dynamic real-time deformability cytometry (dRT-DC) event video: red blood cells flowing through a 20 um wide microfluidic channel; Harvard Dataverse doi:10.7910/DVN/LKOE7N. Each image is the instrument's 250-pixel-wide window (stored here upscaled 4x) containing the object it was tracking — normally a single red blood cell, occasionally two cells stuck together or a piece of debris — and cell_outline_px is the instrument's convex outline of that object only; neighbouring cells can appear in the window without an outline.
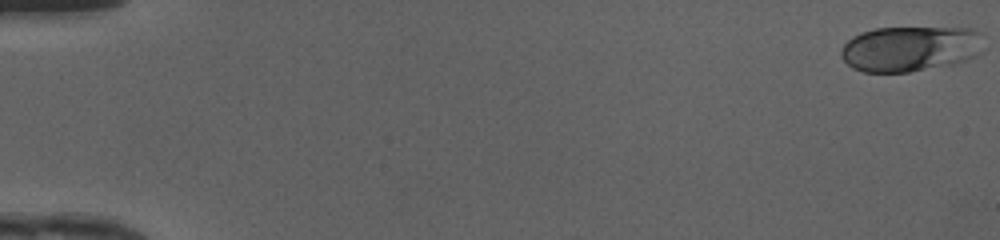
{"species": "human", "species_latin": "Homo sapiens", "temperature_condition": "cold", "stored_images_in_passage": 49, "camera_frame_rate_fps": 3000, "um_per_image_px": 0.085, "donor": {"sex": "female"}, "frame": {"image": 1, "passage_image": 1, "time_ms": 0.0, "image_size_px": [1000, 240], "cell_outline_px": [[980, 52], [976, 56], [956, 64], [908, 72], [864, 72], [852, 68], [840, 56], [840, 48], [852, 36], [860, 32], [876, 28], [972, 28], [980, 32]], "centroid_in_image_um": [77.33, 4.14], "position_along_channel_um": 7.7, "area_um2": 37.92}}
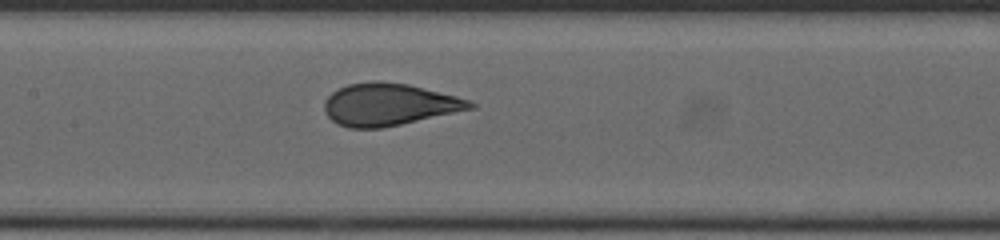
{"frame": {"image": 2, "passage_image": 25, "time_ms": 8.0, "image_size_px": [1000, 240], "cell_outline_px": [[476, 108], [400, 124], [380, 128], [348, 128], [336, 124], [324, 112], [324, 100], [332, 92], [348, 84], [408, 84], [456, 96], [468, 100], [476, 104]], "centroid_in_image_um": [33.06, 8.93], "position_along_channel_um": 174.3, "area_um2": 34.91}}
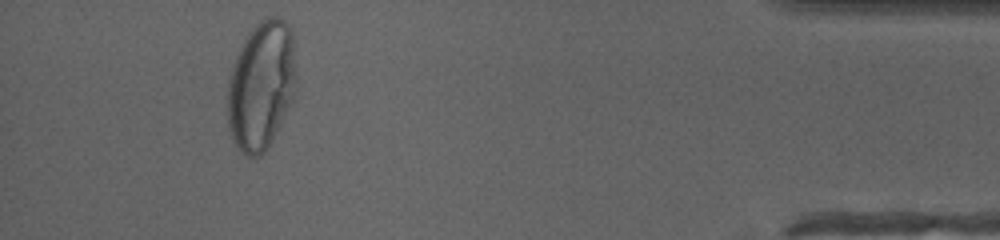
{"frame": {"image": 3, "passage_image": 46, "time_ms": 15.0, "image_size_px": [1000, 240], "cell_outline_px": [[296, 80], [292, 100], [268, 148], [260, 156], [244, 156], [236, 148], [228, 132], [224, 100], [228, 76], [232, 64], [248, 32], [260, 20], [268, 16], [276, 16], [284, 20], [292, 28], [296, 76]], "centroid_in_image_um": [22.15, 7.29], "position_along_channel_um": 413.1, "area_um2": 52.89}, "authors_computed_cell_mechanics": {"area_um2": 36.8764, "velocity_mm_per_s": 4.1914, "shape_relaxation_time_tau1_ms": 4.1948, "shape_relaxation_time_tau2_ms": null, "deformation_change_tau1": 0.1916, "deformation_change_tau2": null}}